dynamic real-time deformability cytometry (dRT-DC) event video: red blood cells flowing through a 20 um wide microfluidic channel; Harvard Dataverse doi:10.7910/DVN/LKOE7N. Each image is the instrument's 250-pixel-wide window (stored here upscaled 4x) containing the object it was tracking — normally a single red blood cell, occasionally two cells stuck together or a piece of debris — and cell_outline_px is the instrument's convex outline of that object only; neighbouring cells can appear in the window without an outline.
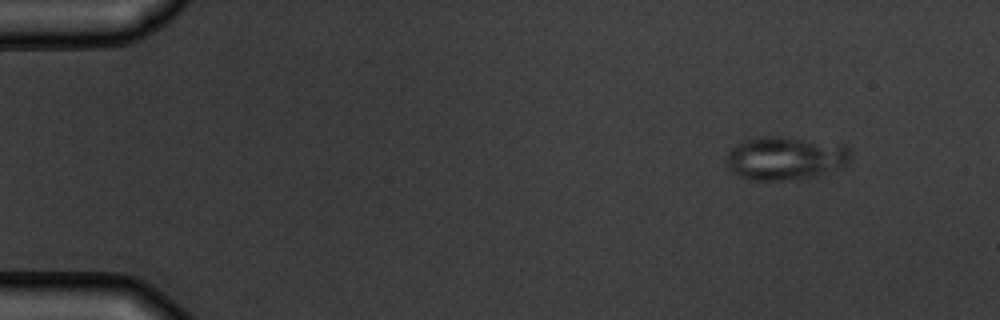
{"species": "common noctule bat (a hibernating species)", "species_latin": "Nyctalus noctula", "temperature_condition": "warm", "stored_images_in_passage": 4, "camera_frame_rate_fps": 3000, "um_per_image_px": 0.085, "animal": {"sex": "male", "body_mass_g": 19.5, "forearm_length_mm": 54.6}, "frame": {"image": 1, "passage_image": 1, "time_ms": 0.0, "image_size_px": [1000, 320], "cell_outline_px": [[852, 156], [848, 164], [840, 168], [796, 180], [748, 180], [732, 172], [728, 168], [728, 152], [736, 144], [744, 140], [760, 136], [776, 136], [844, 144], [852, 148]], "centroid_in_image_um": [66.79, 13.44], "position_along_channel_um": 18.2, "area_um2": 31.56}}